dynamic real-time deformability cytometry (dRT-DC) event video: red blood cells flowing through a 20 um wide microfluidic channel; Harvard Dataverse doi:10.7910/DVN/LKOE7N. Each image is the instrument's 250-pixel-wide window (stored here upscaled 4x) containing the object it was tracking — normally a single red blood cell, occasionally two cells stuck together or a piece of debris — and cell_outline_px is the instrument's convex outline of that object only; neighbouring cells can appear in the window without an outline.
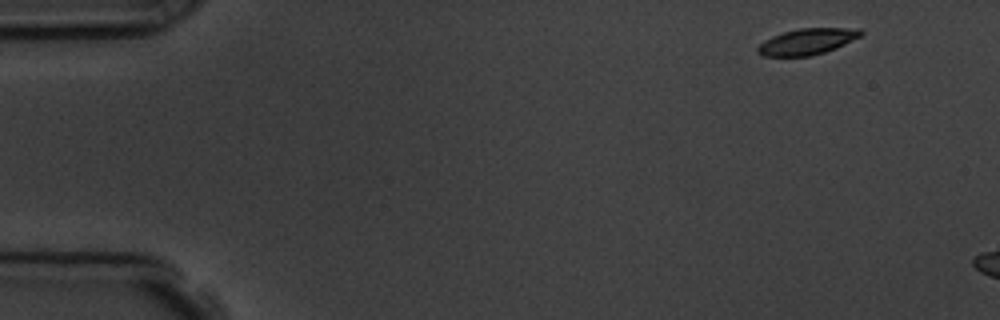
{"species": "common noctule bat (a hibernating species)", "species_latin": "Nyctalus noctula", "temperature_condition": "room temperature", "stored_images_in_passage": 3, "camera_frame_rate_fps": 3000, "um_per_image_px": 0.085, "animal": {"sex": "male", "body_mass_g": 19.5, "forearm_length_mm": 54.6}, "frame": {"image": 1, "passage_image": 1, "time_ms": 0.0, "image_size_px": [1000, 320], "cell_outline_px": [[864, 32], [860, 36], [836, 48], [812, 56], [764, 56], [756, 52], [756, 48], [764, 40], [772, 36], [784, 32], [800, 28], [860, 28]], "centroid_in_image_um": [68.6, 3.53], "position_along_channel_um": 16.4, "area_um2": 15.66}}